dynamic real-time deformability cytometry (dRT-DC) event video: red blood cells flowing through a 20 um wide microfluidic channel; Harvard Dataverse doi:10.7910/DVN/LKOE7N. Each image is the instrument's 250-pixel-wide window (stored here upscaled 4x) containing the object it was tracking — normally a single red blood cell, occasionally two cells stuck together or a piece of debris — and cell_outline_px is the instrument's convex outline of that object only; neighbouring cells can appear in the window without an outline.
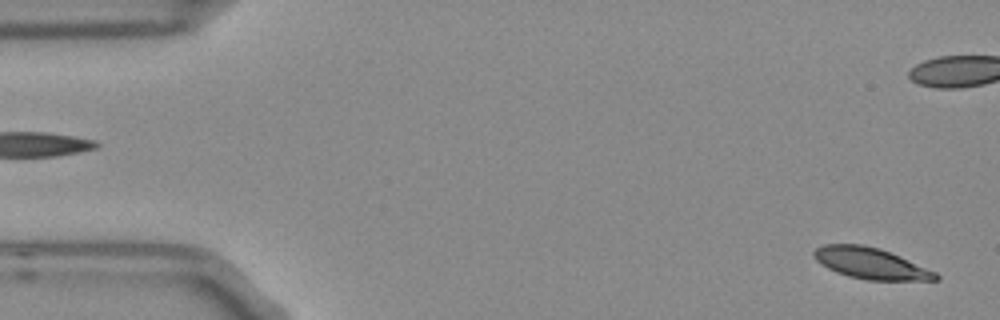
{"species": "Egyptian fruit bat (a non-hibernating species)", "species_latin": "Rousettus aegyptiacus", "temperature_condition": "room temperature", "stored_images_in_passage": 3, "camera_frame_rate_fps": 3000, "um_per_image_px": 0.085, "frame": {"image": 1, "passage_image": 3, "time_ms": 0.667, "image_size_px": [1000, 320], "cell_outline_px": [[940, 280], [868, 280], [848, 276], [836, 272], [828, 268], [816, 260], [812, 256], [812, 252], [816, 248], [824, 244], [864, 244], [880, 248], [900, 256], [936, 272], [940, 276]], "centroid_in_image_um": [74.0, 22.38], "position_along_channel_um": 11.0, "area_um2": 22.14}}